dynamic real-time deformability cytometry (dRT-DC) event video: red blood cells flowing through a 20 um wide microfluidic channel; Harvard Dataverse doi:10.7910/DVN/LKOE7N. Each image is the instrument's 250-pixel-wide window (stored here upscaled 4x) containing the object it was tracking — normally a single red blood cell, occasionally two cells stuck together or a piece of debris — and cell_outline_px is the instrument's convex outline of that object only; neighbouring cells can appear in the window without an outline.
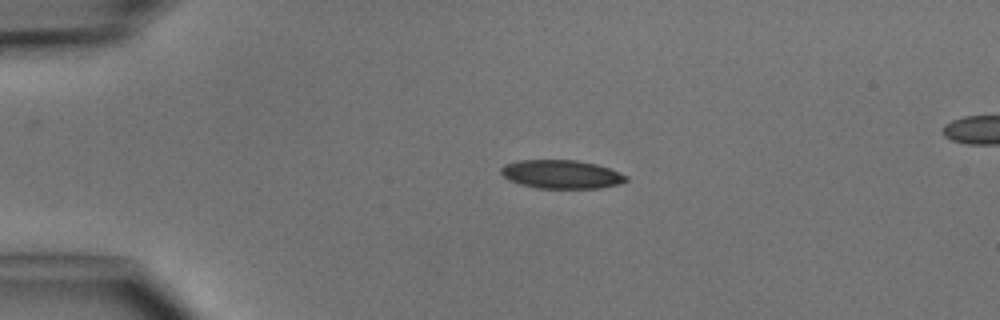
{"species": "common noctule bat (a hibernating species)", "species_latin": "Nyctalus noctula", "temperature_condition": "cold", "stored_images_in_passage": 3, "segment_of_instrument_passage": [1, 2], "camera_frame_rate_fps": 3000, "um_per_image_px": 0.085, "animal": {"sex": "male", "body_mass_g": 15.6}, "frame": {"image": 1, "passage_image": 1, "time_ms": 0.0, "image_size_px": [1000, 320], "cell_outline_px": [[628, 180], [620, 184], [600, 188], [536, 188], [520, 184], [508, 180], [500, 172], [500, 168], [504, 164], [520, 160], [576, 160], [596, 164], [608, 168], [628, 176]], "centroid_in_image_um": [47.71, 14.82], "position_along_channel_um": 37.3, "area_um2": 20.87}}